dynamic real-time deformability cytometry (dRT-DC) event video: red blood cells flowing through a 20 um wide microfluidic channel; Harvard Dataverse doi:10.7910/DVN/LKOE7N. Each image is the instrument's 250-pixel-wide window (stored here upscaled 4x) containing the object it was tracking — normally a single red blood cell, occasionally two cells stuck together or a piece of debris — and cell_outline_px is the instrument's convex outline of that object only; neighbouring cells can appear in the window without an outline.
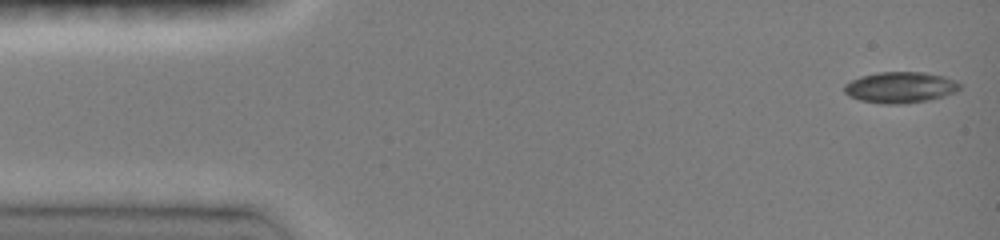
{"species": "common noctule bat (a hibernating species)", "species_latin": "Nyctalus noctula", "temperature_condition": "room temperature", "stored_images_in_passage": 14, "camera_frame_rate_fps": 3000, "um_per_image_px": 0.085, "animal": {"sex": "female", "body_mass_g": 19.0, "forearm_length_mm": 51.5}, "frame": {"image": 1, "passage_image": 1, "time_ms": 0.0, "image_size_px": [1000, 240], "cell_outline_px": [[960, 88], [956, 92], [944, 96], [928, 100], [900, 104], [884, 104], [860, 100], [848, 96], [844, 92], [844, 84], [860, 76], [880, 72], [924, 72], [944, 76], [956, 80], [960, 84]], "centroid_in_image_um": [76.52, 7.42], "position_along_channel_um": 8.5, "area_um2": 20.98}}
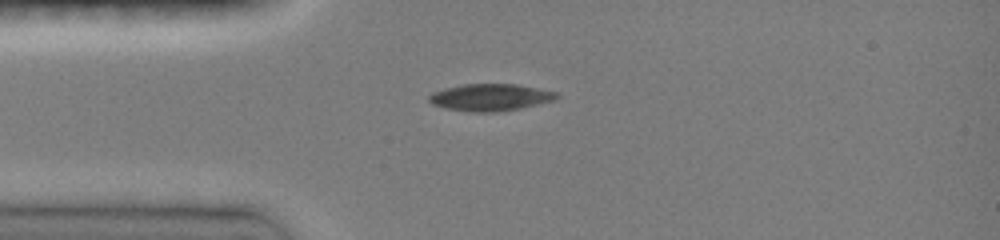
{"frame": {"image": 2, "passage_image": 10, "time_ms": 3.333, "image_size_px": [1000, 240], "cell_outline_px": [[560, 96], [556, 100], [520, 108], [496, 112], [468, 112], [444, 108], [432, 104], [428, 100], [428, 96], [432, 92], [444, 88], [464, 84], [516, 84], [556, 92]], "centroid_in_image_um": [41.65, 8.28], "position_along_channel_um": 43.4, "area_um2": 20.17}}